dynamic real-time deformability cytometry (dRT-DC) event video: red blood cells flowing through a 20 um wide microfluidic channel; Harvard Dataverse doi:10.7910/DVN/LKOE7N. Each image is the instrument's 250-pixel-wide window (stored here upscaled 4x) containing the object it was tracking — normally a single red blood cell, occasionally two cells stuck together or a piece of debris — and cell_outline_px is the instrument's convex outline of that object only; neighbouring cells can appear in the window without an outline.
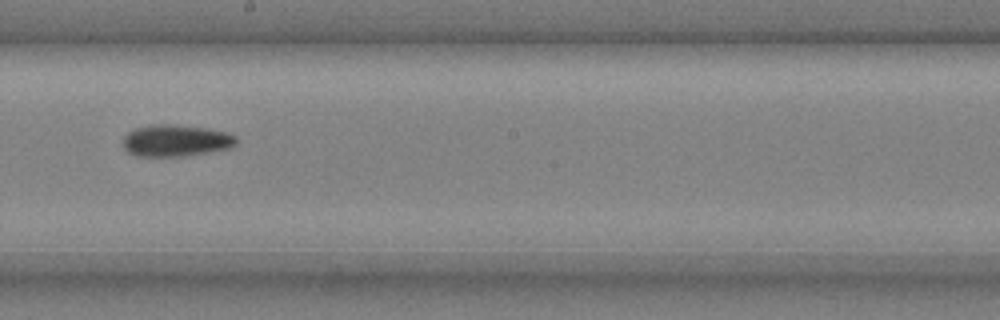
{"species": "common noctule bat (a hibernating species)", "species_latin": "Nyctalus noctula", "temperature_condition": "cold", "stored_images_in_passage": 13, "camera_frame_rate_fps": 3000, "um_per_image_px": 0.085, "animal": {"sex": "male", "body_mass_g": 20.4}, "frame": {"image": 1, "passage_image": 8, "time_ms": 2.333, "image_size_px": [1000, 320], "cell_outline_px": [[236, 144], [228, 148], [184, 156], [136, 156], [128, 152], [124, 148], [124, 136], [128, 132], [136, 128], [148, 124], [168, 124], [204, 128], [224, 132], [236, 136]], "centroid_in_image_um": [14.9, 11.95], "position_along_channel_um": 233.3, "area_um2": 20.69}}
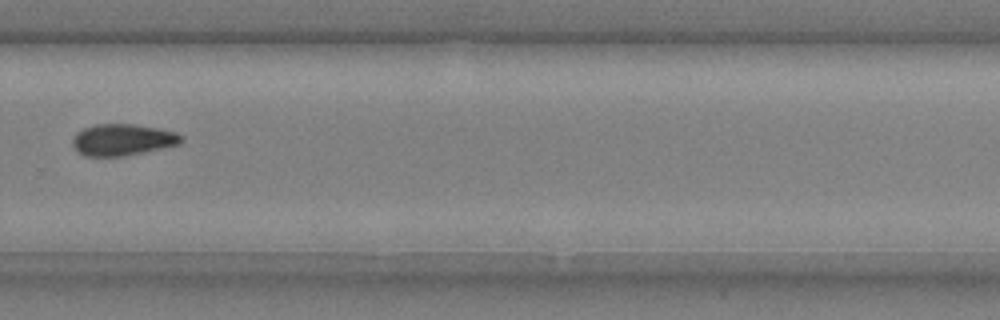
{"frame": {"image": 2, "passage_image": 10, "time_ms": 3.0, "image_size_px": [1000, 320], "cell_outline_px": [[184, 140], [180, 144], [124, 156], [84, 156], [72, 144], [72, 140], [76, 132], [84, 128], [96, 124], [132, 124], [160, 128], [176, 132], [184, 136]], "centroid_in_image_um": [10.45, 11.87], "position_along_channel_um": 319.3, "area_um2": 20.0}}
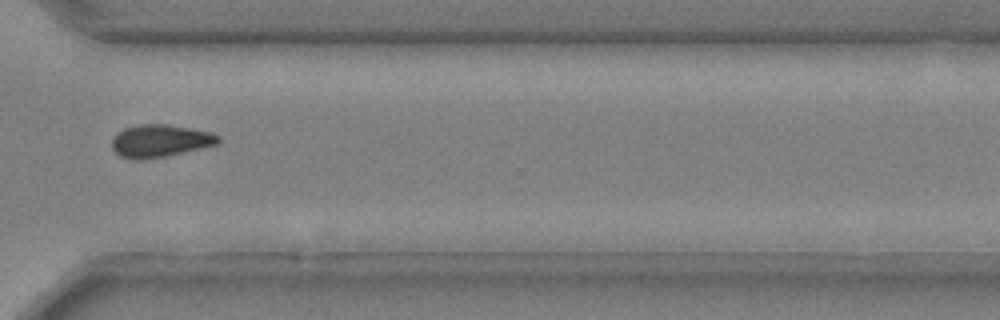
{"frame": {"image": 3, "passage_image": 11, "time_ms": 3.333, "image_size_px": [1000, 320], "cell_outline_px": [[220, 144], [168, 156], [148, 160], [132, 160], [120, 156], [112, 148], [112, 136], [116, 132], [124, 128], [140, 124], [168, 124], [212, 132], [220, 136]], "centroid_in_image_um": [13.61, 11.98], "position_along_channel_um": 357.0, "area_um2": 20.69}}